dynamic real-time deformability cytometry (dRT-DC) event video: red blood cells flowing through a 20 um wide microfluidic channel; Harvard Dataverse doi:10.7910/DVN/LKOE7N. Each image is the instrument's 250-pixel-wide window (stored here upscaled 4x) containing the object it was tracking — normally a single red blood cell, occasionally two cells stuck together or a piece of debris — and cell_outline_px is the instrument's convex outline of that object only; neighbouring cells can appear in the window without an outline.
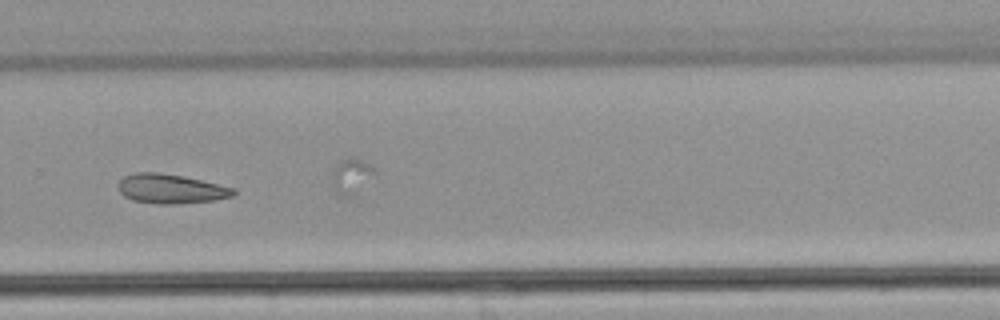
{"species": "common noctule bat (a hibernating species)", "species_latin": "Nyctalus noctula", "temperature_condition": "warm", "stored_images_in_passage": 31, "camera_frame_rate_fps": 3000, "um_per_image_px": 0.085, "animal": {"sex": "male", "body_mass_g": 21.5, "forearm_length_mm": 52.0}, "frame": {"image": 1, "passage_image": 26, "time_ms": 8.333, "image_size_px": [1000, 320], "cell_outline_px": [[236, 192], [232, 196], [212, 200], [180, 204], [156, 204], [132, 200], [124, 196], [120, 192], [116, 184], [124, 176], [136, 172], [160, 172], [200, 180], [236, 188]], "centroid_in_image_um": [14.48, 16.05], "position_along_channel_um": 315.3, "area_um2": 19.77}}